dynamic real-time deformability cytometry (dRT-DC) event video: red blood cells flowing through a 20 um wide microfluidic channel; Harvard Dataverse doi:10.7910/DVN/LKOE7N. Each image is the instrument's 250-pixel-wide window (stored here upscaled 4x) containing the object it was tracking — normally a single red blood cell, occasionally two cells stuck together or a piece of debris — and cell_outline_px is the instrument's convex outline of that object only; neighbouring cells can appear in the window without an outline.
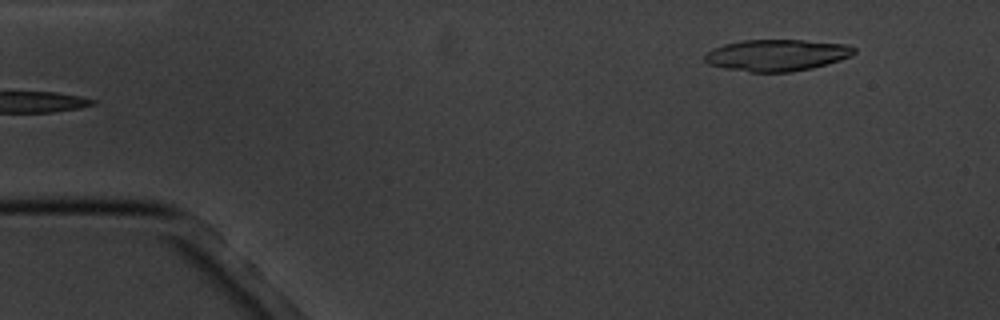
{"species": "common noctule bat (a hibernating species)", "species_latin": "Nyctalus noctula", "temperature_condition": "cold", "stored_images_in_passage": 6, "segment_of_instrument_passage": [2, 2], "camera_frame_rate_fps": 3000, "um_per_image_px": 0.085, "animal": {"sex": "male", "body_mass_g": 20.1, "forearm_length_mm": 53.5}, "frame": {"image": 1, "passage_image": 6, "time_ms": 5.667, "image_size_px": [1000, 320], "cell_outline_px": [[856, 52], [852, 56], [840, 60], [812, 68], [792, 72], [748, 72], [724, 68], [708, 64], [704, 60], [704, 56], [712, 48], [724, 44], [740, 40], [804, 40], [844, 44], [856, 48]], "centroid_in_image_um": [66.01, 4.69], "position_along_channel_um": 19.0, "area_um2": 27.63}}